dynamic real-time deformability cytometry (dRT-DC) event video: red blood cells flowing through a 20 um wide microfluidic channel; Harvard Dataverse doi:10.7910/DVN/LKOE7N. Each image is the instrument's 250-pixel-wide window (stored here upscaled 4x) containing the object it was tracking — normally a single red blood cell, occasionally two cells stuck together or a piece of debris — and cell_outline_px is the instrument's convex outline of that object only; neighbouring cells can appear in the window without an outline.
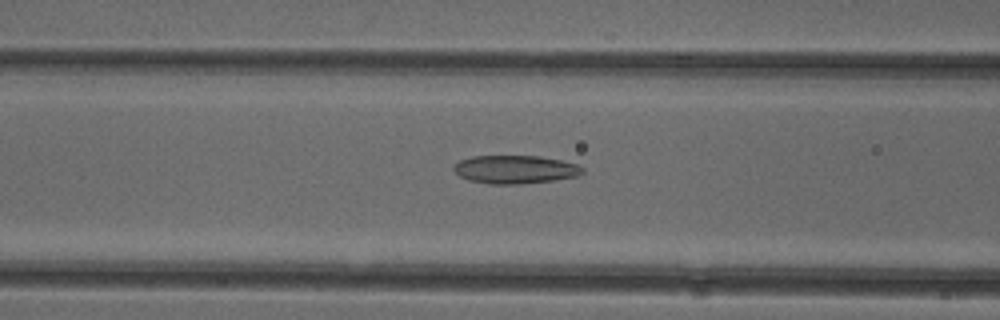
{"species": "common noctule bat (a hibernating species)", "species_latin": "Nyctalus noctula", "temperature_condition": "cold", "stored_images_in_passage": 52, "camera_frame_rate_fps": 3000, "um_per_image_px": 0.085, "animal": {"sex": "female"}, "frame": {"image": 1, "passage_image": 21, "time_ms": 6.667, "image_size_px": [1000, 320], "cell_outline_px": [[584, 172], [576, 176], [552, 180], [516, 184], [492, 184], [468, 180], [460, 176], [452, 168], [460, 160], [472, 156], [540, 156], [580, 164], [584, 168]], "centroid_in_image_um": [43.8, 14.39], "position_along_channel_um": 122.8, "area_um2": 21.1}}
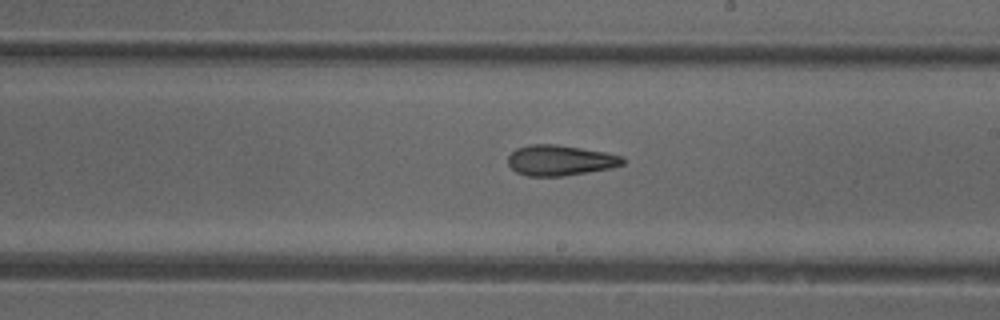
{"frame": {"image": 2, "passage_image": 30, "time_ms": 9.667, "image_size_px": [1000, 320], "cell_outline_px": [[624, 164], [612, 168], [564, 176], [528, 176], [516, 172], [508, 164], [508, 156], [516, 148], [532, 144], [556, 144], [604, 152], [620, 156], [624, 160]], "centroid_in_image_um": [47.59, 13.63], "position_along_channel_um": 241.4, "area_um2": 20.29}}
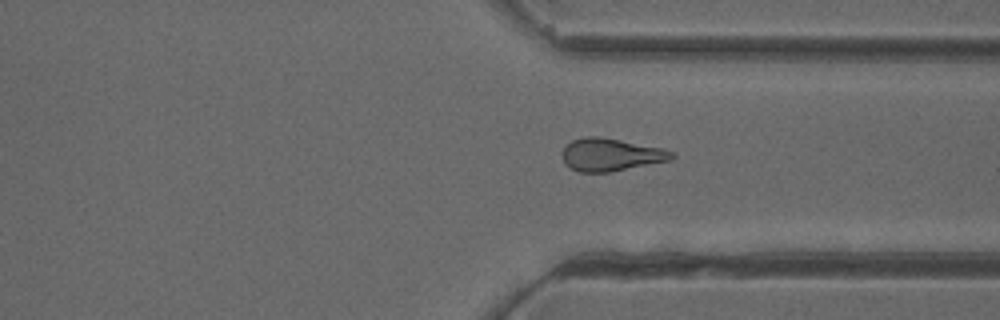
{"frame": {"image": 3, "passage_image": 39, "time_ms": 12.667, "image_size_px": [1000, 320], "cell_outline_px": [[676, 156], [672, 160], [612, 172], [580, 172], [568, 168], [564, 164], [564, 148], [572, 140], [584, 136], [600, 136], [664, 148], [672, 152]], "centroid_in_image_um": [51.95, 13.15], "position_along_channel_um": 359.4, "area_um2": 21.04}, "authors_computed_cell_mechanics": {"area_um2": 21.1837, "velocity_mm_per_s": 3.9411, "shape_relaxation_time_tau1_ms": null, "shape_relaxation_time_tau2_ms": 6.336, "deformation_change_tau1": null, "deformation_change_tau2": 0.1606}}